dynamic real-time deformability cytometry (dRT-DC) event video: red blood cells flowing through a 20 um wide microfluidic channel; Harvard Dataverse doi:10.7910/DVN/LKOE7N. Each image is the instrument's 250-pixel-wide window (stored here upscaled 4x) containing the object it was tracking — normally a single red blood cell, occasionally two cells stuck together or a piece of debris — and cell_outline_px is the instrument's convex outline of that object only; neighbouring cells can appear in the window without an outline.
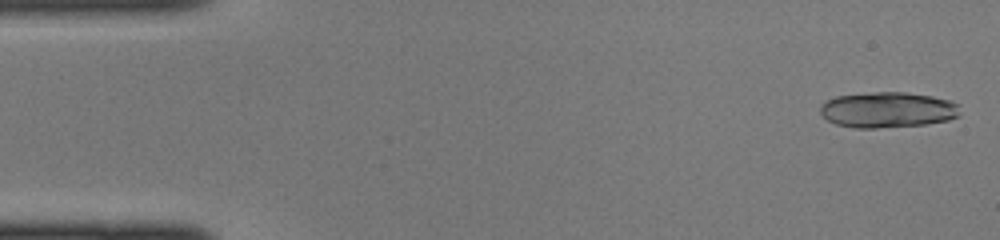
{"species": "common noctule bat (a hibernating species)", "species_latin": "Nyctalus noctula", "temperature_condition": "cold", "stored_images_in_passage": 44, "camera_frame_rate_fps": 3000, "um_per_image_px": 0.085, "animal": {"sex": "female", "body_mass_g": 22.0, "forearm_length_mm": 56.7}, "frame": {"image": 1, "passage_image": 1, "time_ms": 0.0, "image_size_px": [1000, 240], "cell_outline_px": [[960, 116], [948, 120], [924, 124], [876, 128], [856, 128], [836, 124], [828, 120], [820, 112], [820, 104], [836, 96], [876, 92], [904, 92], [932, 96], [952, 100], [960, 104]], "centroid_in_image_um": [75.5, 9.33], "position_along_channel_um": 9.5, "area_um2": 29.13}}
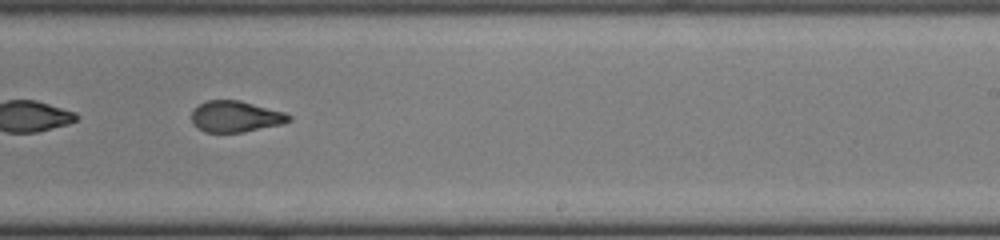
{"frame": {"image": 2, "passage_image": 27, "time_ms": 8.667, "image_size_px": [1000, 240], "cell_outline_px": [[292, 120], [284, 124], [244, 132], [204, 132], [196, 128], [192, 124], [192, 108], [208, 100], [240, 100], [284, 112], [292, 116]], "centroid_in_image_um": [20.02, 9.91], "position_along_channel_um": 269.0, "area_um2": 17.92}}
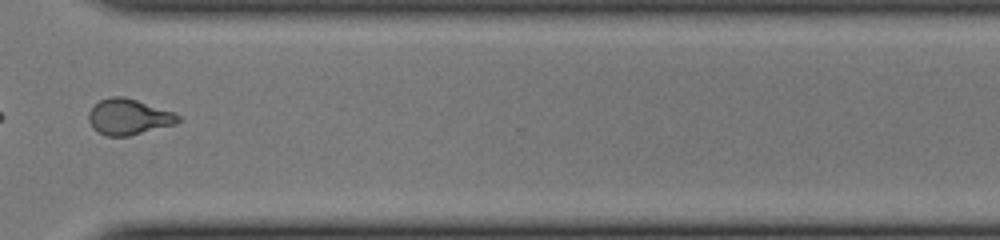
{"frame": {"image": 3, "passage_image": 33, "time_ms": 10.667, "image_size_px": [1000, 240], "cell_outline_px": [[180, 120], [176, 124], [128, 136], [108, 136], [92, 128], [88, 120], [88, 112], [100, 100], [112, 96], [124, 96], [176, 112], [180, 116]], "centroid_in_image_um": [10.96, 9.92], "position_along_channel_um": 359.6, "area_um2": 18.73}}